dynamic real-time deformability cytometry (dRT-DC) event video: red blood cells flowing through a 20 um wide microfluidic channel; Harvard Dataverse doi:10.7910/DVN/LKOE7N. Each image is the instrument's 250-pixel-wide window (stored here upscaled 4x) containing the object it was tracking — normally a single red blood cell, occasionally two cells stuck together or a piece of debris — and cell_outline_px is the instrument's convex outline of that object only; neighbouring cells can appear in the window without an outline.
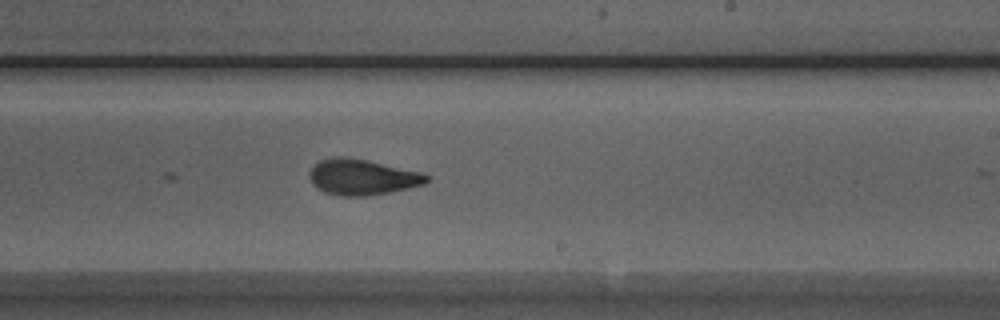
{"species": "Egyptian fruit bat (a non-hibernating species)", "species_latin": "Rousettus aegyptiacus", "temperature_condition": "room temperature", "stored_images_in_passage": 20, "camera_frame_rate_fps": 3000, "um_per_image_px": 0.085, "animal": {"sex": "male"}, "frame": {"image": 1, "passage_image": 20, "time_ms": 6.333, "image_size_px": [1000, 320], "cell_outline_px": [[432, 176], [424, 184], [408, 188], [368, 196], [340, 196], [324, 192], [316, 188], [312, 184], [312, 168], [320, 160], [332, 156], [348, 156], [368, 160], [424, 172]], "centroid_in_image_um": [30.84, 15.04], "position_along_channel_um": 258.2, "area_um2": 24.57}}